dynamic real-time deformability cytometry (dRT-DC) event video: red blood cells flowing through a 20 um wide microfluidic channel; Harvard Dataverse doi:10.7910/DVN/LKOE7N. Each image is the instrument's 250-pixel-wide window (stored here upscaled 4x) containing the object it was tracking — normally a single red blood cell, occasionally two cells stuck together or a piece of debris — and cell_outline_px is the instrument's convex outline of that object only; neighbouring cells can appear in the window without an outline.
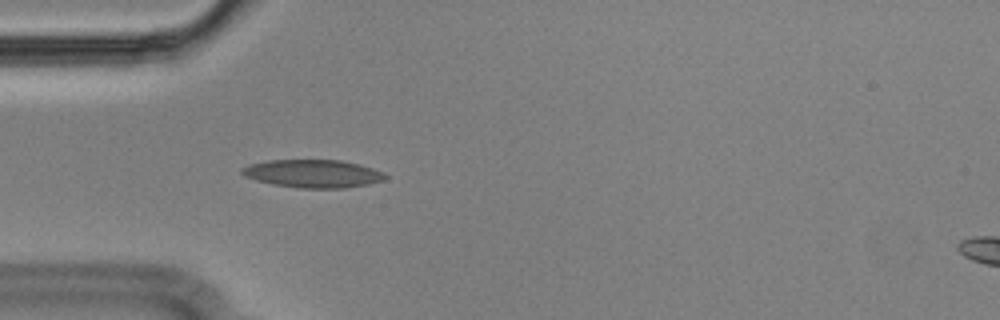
{"species": "Egyptian fruit bat (a non-hibernating species)", "species_latin": "Rousettus aegyptiacus", "temperature_condition": "cold", "stored_images_in_passage": 19, "camera_frame_rate_fps": 3000, "um_per_image_px": 0.085, "animal": {"sex": "male"}, "frame": {"image": 1, "passage_image": 6, "time_ms": 1.667, "image_size_px": [1000, 320], "cell_outline_px": [[388, 176], [384, 180], [368, 184], [344, 188], [300, 188], [272, 184], [256, 180], [244, 176], [240, 172], [240, 168], [248, 164], [268, 160], [340, 160], [360, 164], [384, 172]], "centroid_in_image_um": [26.58, 14.75], "position_along_channel_um": 58.4, "area_um2": 23.52}}
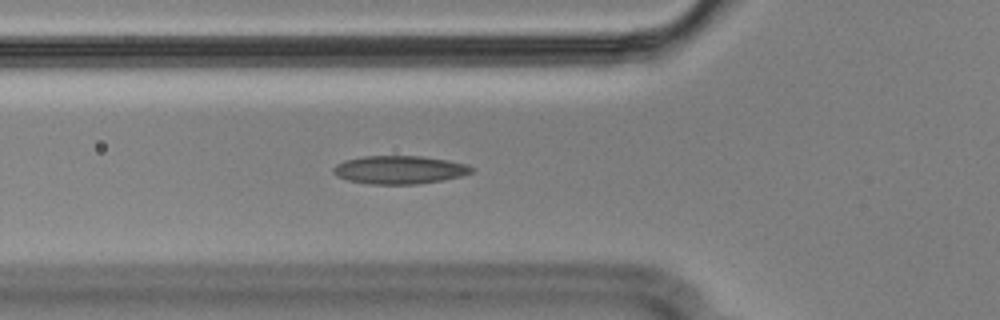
{"frame": {"image": 2, "passage_image": 9, "time_ms": 2.667, "image_size_px": [1000, 320], "cell_outline_px": [[476, 168], [472, 172], [460, 176], [440, 180], [416, 184], [372, 184], [348, 180], [336, 176], [332, 172], [332, 168], [336, 164], [344, 160], [364, 156], [420, 156], [448, 160], [468, 164]], "centroid_in_image_um": [33.94, 14.42], "position_along_channel_um": 91.9, "area_um2": 22.72}}
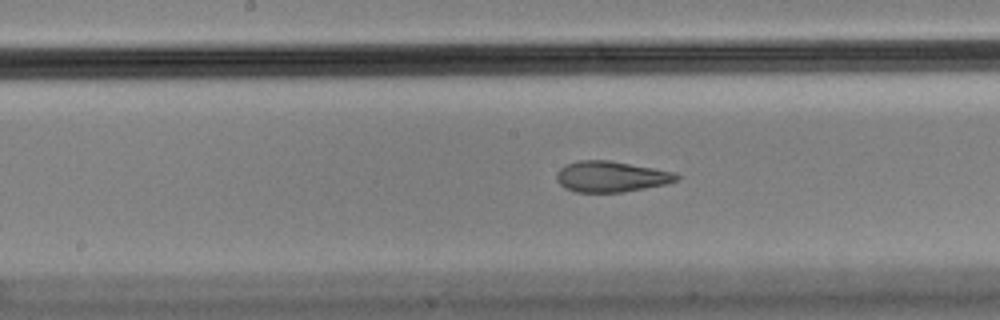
{"frame": {"image": 3, "passage_image": 14, "time_ms": 4.333, "image_size_px": [1000, 320], "cell_outline_px": [[680, 176], [676, 180], [664, 184], [644, 188], [620, 192], [576, 192], [564, 188], [556, 180], [556, 172], [560, 168], [568, 164], [580, 160], [608, 160], [652, 168], [672, 172]], "centroid_in_image_um": [51.87, 15.01], "position_along_channel_um": 196.3, "area_um2": 21.21}}